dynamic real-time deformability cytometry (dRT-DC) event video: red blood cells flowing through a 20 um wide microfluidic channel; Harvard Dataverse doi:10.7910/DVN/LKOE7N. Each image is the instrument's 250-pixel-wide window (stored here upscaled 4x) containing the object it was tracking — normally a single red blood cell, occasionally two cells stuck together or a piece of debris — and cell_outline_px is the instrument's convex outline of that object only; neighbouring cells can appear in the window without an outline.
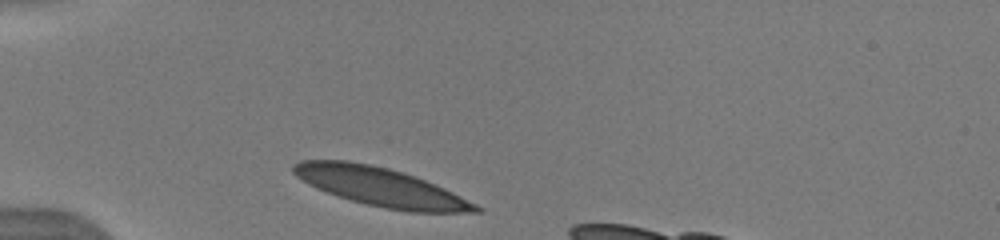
{"species": "human", "species_latin": "Homo sapiens", "temperature_condition": "warm", "stored_images_in_passage": 16, "camera_frame_rate_fps": 3000, "um_per_image_px": 0.085, "donor": {"sex": "male"}, "frame": {"image": 1, "passage_image": 1, "time_ms": 0.0, "image_size_px": [1000, 240], "cell_outline_px": [[484, 212], [408, 212], [384, 208], [352, 200], [316, 188], [308, 184], [296, 176], [292, 172], [292, 164], [300, 160], [348, 160], [388, 168], [424, 180], [444, 188], [484, 208]], "centroid_in_image_um": [32.34, 15.89], "position_along_channel_um": 52.7, "area_um2": 40.52}, "authors_computed_cell_mechanics": {"area_um2": 39.8531, "velocity_mm_per_s": 3.8956, "shape_relaxation_time_tau1_ms": 1.755, "shape_relaxation_time_tau2_ms": 3.3701, "deformation_change_tau1": 0.0827, "deformation_change_tau2": 0.1313}}